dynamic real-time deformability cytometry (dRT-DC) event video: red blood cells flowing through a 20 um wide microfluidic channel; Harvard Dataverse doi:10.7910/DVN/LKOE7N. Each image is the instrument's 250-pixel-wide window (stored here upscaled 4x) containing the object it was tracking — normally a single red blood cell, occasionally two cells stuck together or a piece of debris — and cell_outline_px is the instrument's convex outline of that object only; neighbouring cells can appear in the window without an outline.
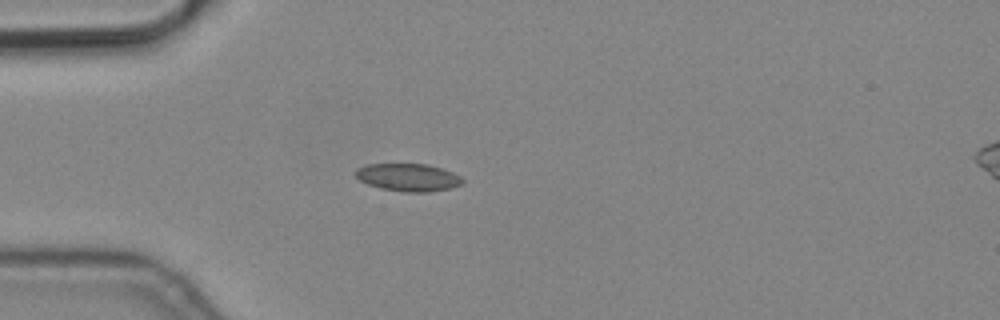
{"species": "common noctule bat (a hibernating species)", "species_latin": "Nyctalus noctula", "temperature_condition": "cold", "stored_images_in_passage": 4, "camera_frame_rate_fps": 3000, "um_per_image_px": 0.085, "animal": {"sex": "male", "body_mass_g": 19.2, "forearm_length_mm": 51.8}, "frame": {"image": 1, "passage_image": 4, "time_ms": 1.0, "image_size_px": [1000, 320], "cell_outline_px": [[464, 180], [460, 184], [448, 188], [428, 192], [404, 192], [380, 188], [368, 184], [360, 180], [352, 172], [356, 168], [364, 164], [428, 164], [452, 172], [460, 176]], "centroid_in_image_um": [34.63, 15.06], "position_along_channel_um": 50.4, "area_um2": 17.22}}